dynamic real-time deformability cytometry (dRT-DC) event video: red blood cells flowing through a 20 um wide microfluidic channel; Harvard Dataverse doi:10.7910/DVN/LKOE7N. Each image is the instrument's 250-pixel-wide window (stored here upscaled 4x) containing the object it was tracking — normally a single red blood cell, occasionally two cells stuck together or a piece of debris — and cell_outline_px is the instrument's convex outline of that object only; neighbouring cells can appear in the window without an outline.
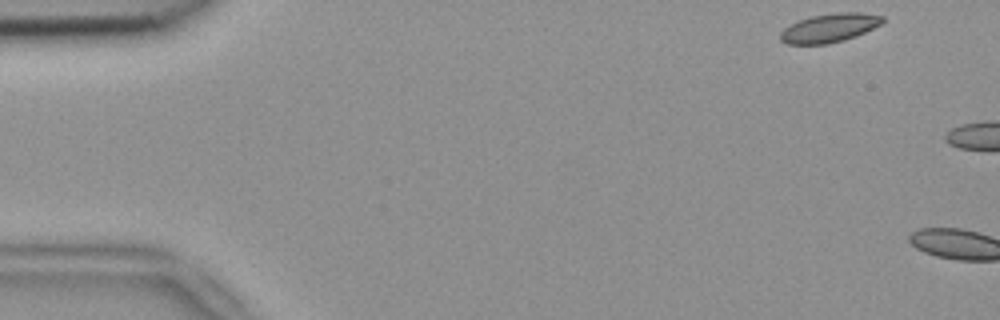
{"species": "common noctule bat (a hibernating species)", "species_latin": "Nyctalus noctula", "temperature_condition": "room temperature", "stored_images_in_passage": 4, "camera_frame_rate_fps": 3000, "um_per_image_px": 0.085, "animal": {"sex": "female", "body_mass_g": 18.4}, "frame": {"image": 1, "passage_image": 1, "time_ms": 0.0, "image_size_px": [1000, 320], "cell_outline_px": [[884, 20], [880, 24], [856, 36], [844, 40], [828, 44], [788, 44], [780, 40], [780, 32], [784, 28], [800, 20], [812, 16], [840, 12], [860, 12], [884, 16]], "centroid_in_image_um": [70.5, 2.38], "position_along_channel_um": 14.5, "area_um2": 16.94}}